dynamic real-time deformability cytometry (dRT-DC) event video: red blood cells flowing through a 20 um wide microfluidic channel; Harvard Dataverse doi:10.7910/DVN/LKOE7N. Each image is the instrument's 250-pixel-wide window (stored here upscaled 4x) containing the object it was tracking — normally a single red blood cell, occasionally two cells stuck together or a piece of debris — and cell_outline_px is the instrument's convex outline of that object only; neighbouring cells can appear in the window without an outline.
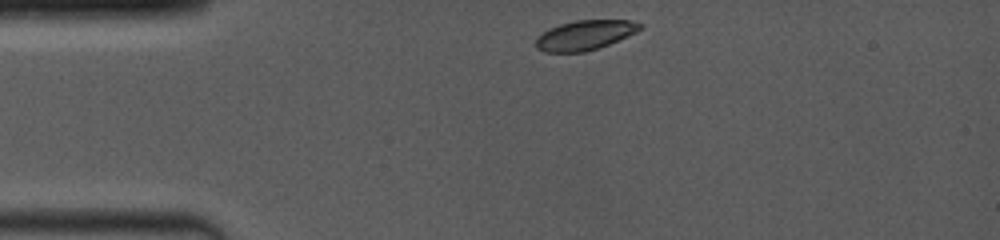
{"species": "common noctule bat (a hibernating species)", "species_latin": "Nyctalus noctula", "temperature_condition": "room temperature", "stored_images_in_passage": 17, "camera_frame_rate_fps": 4000, "um_per_image_px": 0.085, "animal": {"sex": "female", "body_mass_g": 19.0, "forearm_length_mm": 53.3}, "frame": {"image": 1, "passage_image": 1, "time_ms": 0.0, "image_size_px": [1000, 240], "cell_outline_px": [[644, 28], [628, 36], [608, 44], [584, 52], [544, 52], [536, 48], [536, 36], [548, 28], [560, 24], [576, 20], [628, 20], [644, 24]], "centroid_in_image_um": [49.7, 2.98], "position_along_channel_um": 35.3, "area_um2": 18.09}}
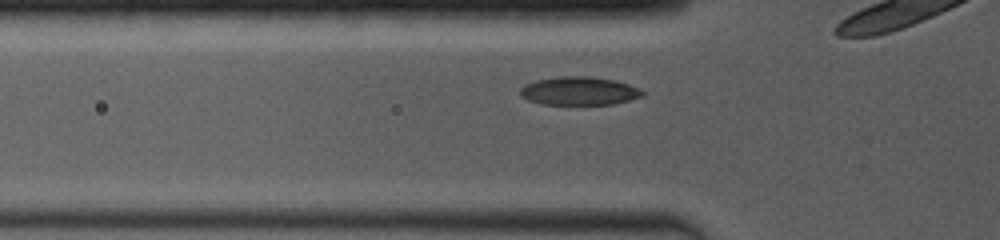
{"frame": {"image": 2, "passage_image": 11, "time_ms": 2.0, "image_size_px": [1000, 240], "cell_outline_px": [[644, 96], [612, 104], [540, 104], [528, 100], [520, 96], [520, 88], [524, 84], [536, 80], [560, 76], [588, 76], [612, 80], [628, 84], [640, 88], [644, 92]], "centroid_in_image_um": [49.2, 7.73], "position_along_channel_um": 76.6, "area_um2": 20.17}}